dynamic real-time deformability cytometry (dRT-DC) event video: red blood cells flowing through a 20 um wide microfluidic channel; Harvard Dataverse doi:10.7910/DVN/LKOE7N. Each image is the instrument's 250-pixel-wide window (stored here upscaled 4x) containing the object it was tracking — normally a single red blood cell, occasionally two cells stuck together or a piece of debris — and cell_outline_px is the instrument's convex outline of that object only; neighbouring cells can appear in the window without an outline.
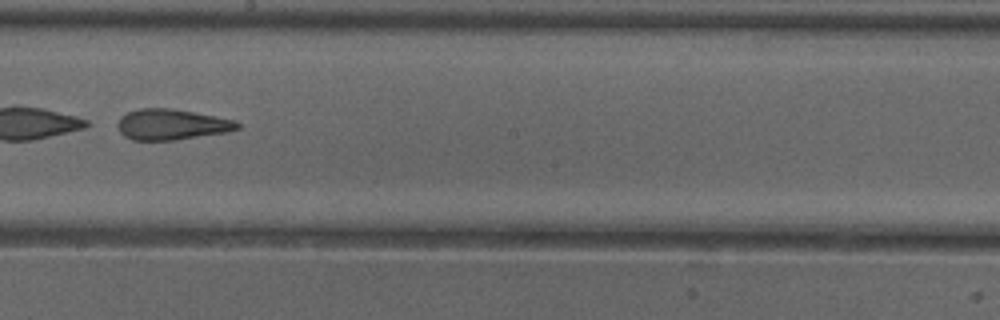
{"species": "common noctule bat (a hibernating species)", "species_latin": "Nyctalus noctula", "temperature_condition": "cold", "stored_images_in_passage": 50, "camera_frame_rate_fps": 3000, "um_per_image_px": 0.085, "animal": {"sex": "female"}, "frame": {"image": 1, "passage_image": 29, "time_ms": 9.333, "image_size_px": [1000, 320], "cell_outline_px": [[240, 128], [228, 132], [176, 140], [132, 140], [124, 136], [120, 132], [116, 124], [120, 116], [128, 112], [140, 108], [172, 108], [216, 116], [236, 120], [240, 124]], "centroid_in_image_um": [14.59, 10.58], "position_along_channel_um": 233.6, "area_um2": 21.68}}